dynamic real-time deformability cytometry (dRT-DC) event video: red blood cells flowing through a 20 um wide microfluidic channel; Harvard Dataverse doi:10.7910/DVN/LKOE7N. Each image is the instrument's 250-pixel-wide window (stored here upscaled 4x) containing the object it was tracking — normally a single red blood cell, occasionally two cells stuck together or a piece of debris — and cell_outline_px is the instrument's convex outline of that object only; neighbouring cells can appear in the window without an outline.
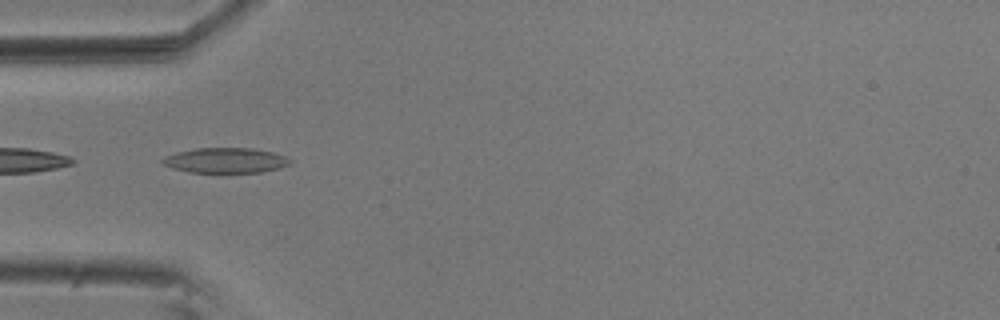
{"species": "common noctule bat (a hibernating species)", "species_latin": "Nyctalus noctula", "temperature_condition": "room temperature", "stored_images_in_passage": 54, "camera_frame_rate_fps": 3000, "um_per_image_px": 0.085, "animal": {"sex": "male", "body_mass_g": 20.5, "forearm_length_mm": 52.5}, "frame": {"image": 1, "passage_image": 16, "time_ms": 5.0, "image_size_px": [1000, 320], "cell_outline_px": [[292, 164], [280, 168], [260, 172], [188, 172], [172, 168], [164, 164], [160, 160], [164, 156], [176, 152], [196, 148], [252, 148], [272, 152], [288, 156], [292, 160]], "centroid_in_image_um": [19.2, 13.63], "position_along_channel_um": 65.8, "area_um2": 18.84}}
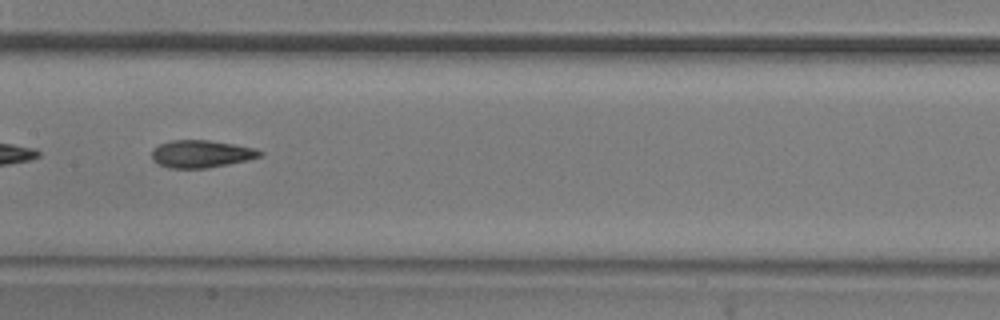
{"frame": {"image": 2, "passage_image": 26, "time_ms": 8.333, "image_size_px": [1000, 320], "cell_outline_px": [[264, 156], [248, 160], [208, 168], [168, 168], [152, 160], [152, 148], [160, 144], [172, 140], [208, 140], [236, 144], [256, 148], [264, 152]], "centroid_in_image_um": [17.15, 13.08], "position_along_channel_um": 190.3, "area_um2": 17.51}}
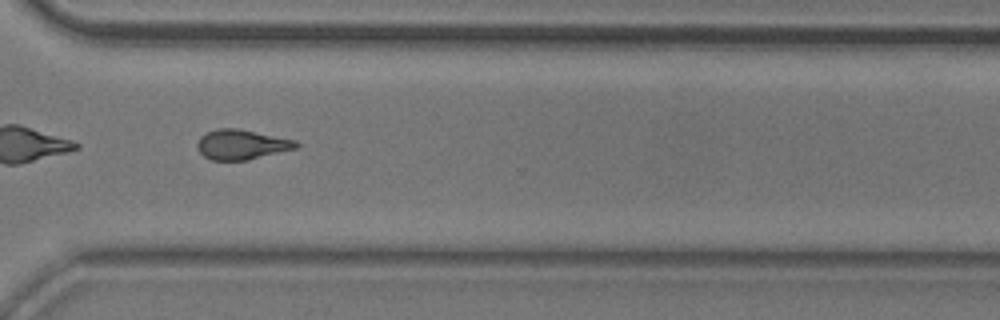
{"frame": {"image": 3, "passage_image": 39, "time_ms": 12.667, "image_size_px": [1000, 320], "cell_outline_px": [[300, 144], [296, 148], [248, 160], [212, 160], [204, 156], [196, 148], [196, 144], [200, 136], [208, 132], [220, 128], [236, 128], [296, 140]], "centroid_in_image_um": [20.52, 12.29], "position_along_channel_um": 350.1, "area_um2": 17.11}, "authors_computed_cell_mechanics": {"area_um2": 17.4845, "velocity_mm_per_s": 3.7005, "shape_relaxation_time_tau1_ms": 6.0761, "shape_relaxation_time_tau2_ms": 2.7599, "deformation_change_tau1": 0.1575, "deformation_change_tau2": 0.1091}}